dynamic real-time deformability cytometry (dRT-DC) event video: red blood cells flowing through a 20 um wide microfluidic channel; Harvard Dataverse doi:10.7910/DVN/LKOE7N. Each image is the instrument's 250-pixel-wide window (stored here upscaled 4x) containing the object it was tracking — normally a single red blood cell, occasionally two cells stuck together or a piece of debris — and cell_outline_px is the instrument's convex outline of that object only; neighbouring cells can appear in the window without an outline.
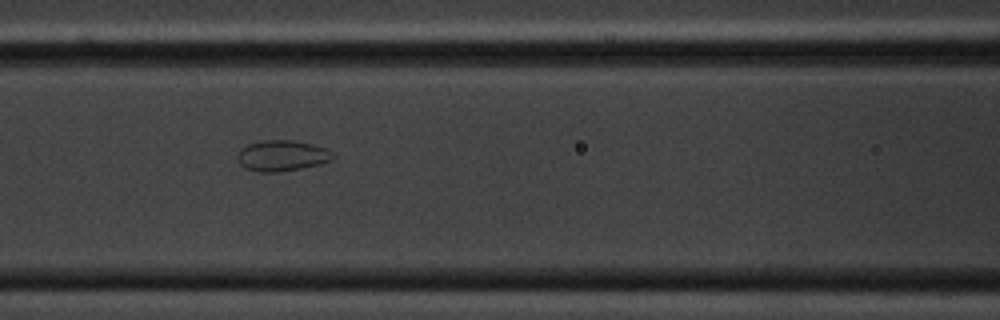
{"species": "common noctule bat (a hibernating species)", "species_latin": "Nyctalus noctula", "temperature_condition": "cold", "stored_images_in_passage": 9, "camera_frame_rate_fps": 3000, "um_per_image_px": 0.085, "animal": {"sex": "male", "body_mass_g": 20.1, "forearm_length_mm": 53.5}, "frame": {"image": 1, "passage_image": 6, "time_ms": 5.667, "image_size_px": [1000, 320], "cell_outline_px": [[336, 156], [332, 160], [320, 164], [300, 168], [276, 172], [260, 172], [244, 168], [236, 160], [236, 156], [240, 148], [248, 144], [260, 140], [292, 140], [312, 144], [324, 148], [332, 152]], "centroid_in_image_um": [23.93, 13.23], "position_along_channel_um": 142.7, "area_um2": 17.28}}
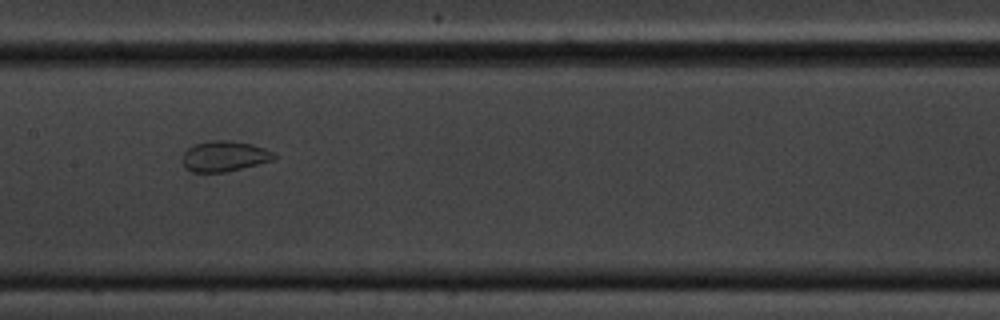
{"frame": {"image": 2, "passage_image": 7, "time_ms": 7.0, "image_size_px": [1000, 320], "cell_outline_px": [[276, 156], [272, 160], [224, 172], [192, 172], [184, 168], [184, 152], [188, 148], [196, 144], [212, 140], [228, 140], [252, 144], [264, 148], [272, 152]], "centroid_in_image_um": [19.05, 13.27], "position_along_channel_um": 188.4, "area_um2": 15.95}}